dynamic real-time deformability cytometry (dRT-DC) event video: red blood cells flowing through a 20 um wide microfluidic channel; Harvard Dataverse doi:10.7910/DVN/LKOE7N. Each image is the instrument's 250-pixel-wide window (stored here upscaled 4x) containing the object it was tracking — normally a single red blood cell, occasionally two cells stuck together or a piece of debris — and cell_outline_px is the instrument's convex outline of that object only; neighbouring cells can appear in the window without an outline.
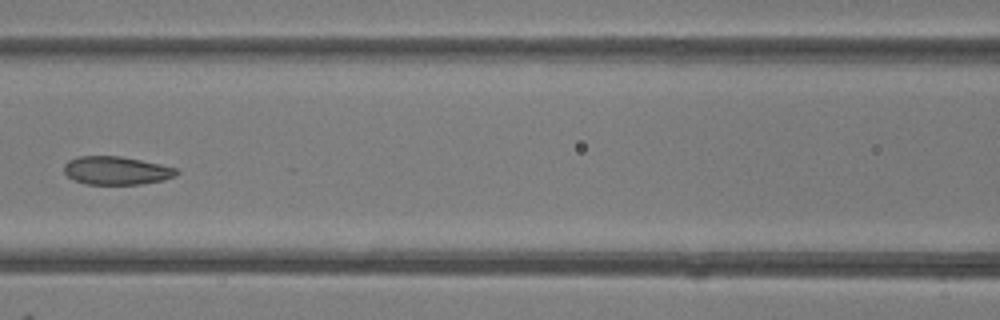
{"species": "common noctule bat (a hibernating species)", "species_latin": "Nyctalus noctula", "temperature_condition": "room temperature", "stored_images_in_passage": 7, "camera_frame_rate_fps": 3000, "um_per_image_px": 0.085, "animal": {"sex": "female"}, "frame": {"image": 1, "passage_image": 7, "time_ms": 7.0, "image_size_px": [1000, 320], "cell_outline_px": [[180, 172], [176, 176], [164, 180], [140, 184], [88, 184], [72, 180], [64, 172], [64, 164], [68, 160], [80, 156], [120, 156], [160, 164], [176, 168]], "centroid_in_image_um": [9.89, 14.5], "position_along_channel_um": 156.7, "area_um2": 18.55}}